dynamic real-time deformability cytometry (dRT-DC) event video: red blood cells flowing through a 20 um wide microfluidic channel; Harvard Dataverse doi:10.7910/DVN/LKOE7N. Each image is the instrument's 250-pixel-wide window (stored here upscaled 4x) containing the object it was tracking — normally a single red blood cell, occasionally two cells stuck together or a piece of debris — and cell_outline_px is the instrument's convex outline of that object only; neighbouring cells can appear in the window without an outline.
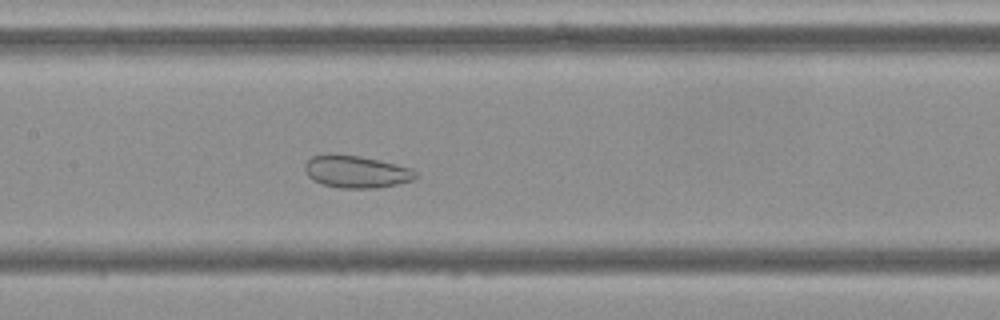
{"species": "Egyptian fruit bat (a non-hibernating species)", "species_latin": "Rousettus aegyptiacus", "temperature_condition": "cold", "stored_images_in_passage": 54, "camera_frame_rate_fps": 3000, "um_per_image_px": 0.085, "frame": {"image": 1, "passage_image": 25, "time_ms": 8.0, "image_size_px": [1000, 320], "cell_outline_px": [[420, 176], [416, 180], [376, 188], [340, 188], [324, 184], [312, 180], [308, 176], [304, 168], [304, 164], [312, 156], [328, 152], [360, 156], [412, 168]], "centroid_in_image_um": [30.28, 14.58], "position_along_channel_um": 177.1, "area_um2": 21.15}}
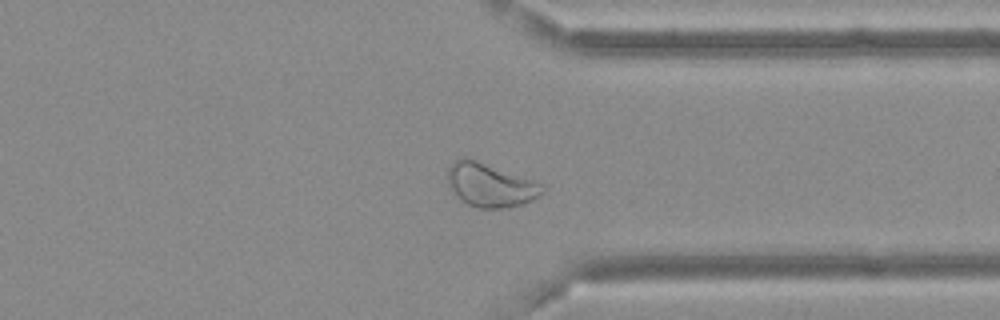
{"frame": {"image": 2, "passage_image": 41, "time_ms": 13.333, "image_size_px": [1000, 320], "cell_outline_px": [[544, 192], [540, 196], [524, 204], [508, 208], [480, 208], [468, 204], [460, 200], [456, 196], [448, 184], [448, 168], [456, 160], [472, 160], [544, 184]], "centroid_in_image_um": [41.71, 15.79], "position_along_channel_um": 369.7, "area_um2": 23.41}}
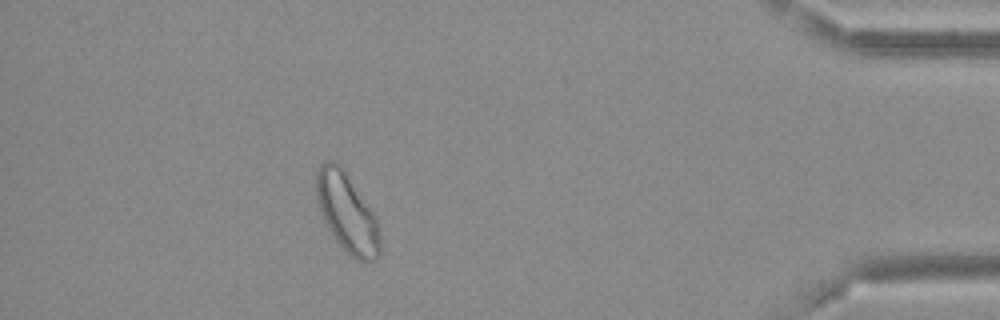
{"frame": {"image": 3, "passage_image": 48, "time_ms": 15.667, "image_size_px": [1000, 320], "cell_outline_px": [[380, 256], [376, 260], [356, 260], [336, 240], [320, 208], [316, 192], [316, 172], [320, 164], [324, 160], [332, 160], [344, 172], [376, 216], [380, 228]], "centroid_in_image_um": [29.53, 18.1], "position_along_channel_um": 405.7, "area_um2": 28.38}, "authors_computed_cell_mechanics": {"area_um2": 27.8018, "velocity_mm_per_s": 3.635, "shape_relaxation_time_tau1_ms": null, "shape_relaxation_time_tau2_ms": 1.269, "deformation_change_tau1": null, "deformation_change_tau2": 0.067}}